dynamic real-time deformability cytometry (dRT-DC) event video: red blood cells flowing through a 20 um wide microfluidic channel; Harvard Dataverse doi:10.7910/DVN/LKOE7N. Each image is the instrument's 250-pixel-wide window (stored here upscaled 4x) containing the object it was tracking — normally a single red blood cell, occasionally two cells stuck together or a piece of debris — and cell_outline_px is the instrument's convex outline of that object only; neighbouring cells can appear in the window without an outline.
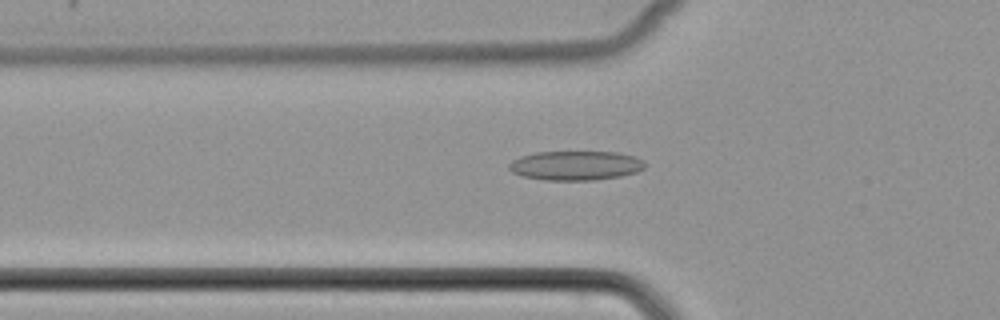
{"species": "common noctule bat (a hibernating species)", "species_latin": "Nyctalus noctula", "temperature_condition": "cold", "stored_images_in_passage": 51, "camera_frame_rate_fps": 3000, "um_per_image_px": 0.085, "animal": {"sex": "female", "body_mass_g": 22.7, "forearm_length_mm": 54.2}, "frame": {"image": 1, "passage_image": 18, "time_ms": 5.667, "image_size_px": [1000, 320], "cell_outline_px": [[644, 168], [636, 172], [620, 176], [592, 180], [544, 180], [524, 176], [512, 172], [508, 168], [508, 164], [512, 160], [520, 156], [536, 152], [616, 152], [632, 156], [644, 160]], "centroid_in_image_um": [48.9, 14.07], "position_along_channel_um": 76.9, "area_um2": 23.12}}
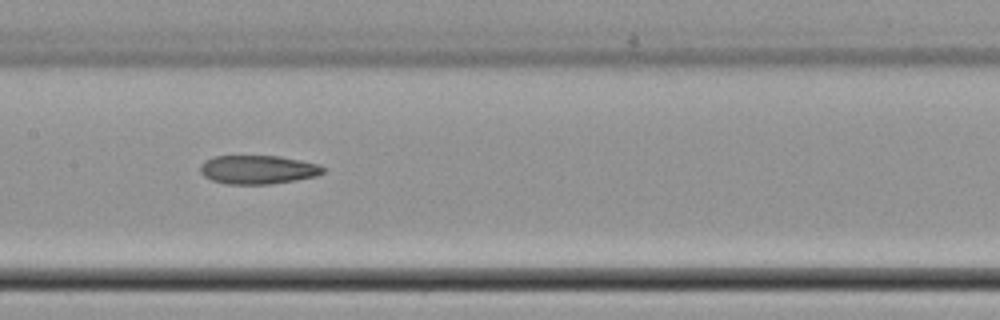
{"frame": {"image": 2, "passage_image": 26, "time_ms": 8.333, "image_size_px": [1000, 320], "cell_outline_px": [[324, 172], [316, 176], [296, 180], [268, 184], [228, 184], [212, 180], [204, 176], [200, 172], [200, 164], [204, 160], [216, 156], [280, 156], [320, 164], [324, 168]], "centroid_in_image_um": [21.92, 14.41], "position_along_channel_um": 185.5, "area_um2": 20.58}}
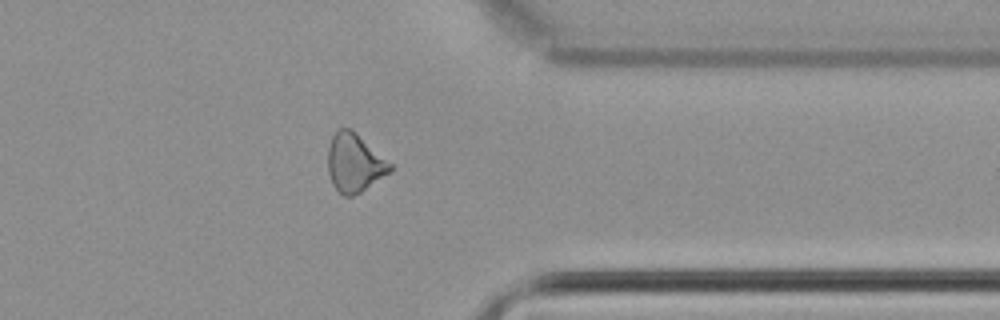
{"frame": {"image": 3, "passage_image": 41, "time_ms": 13.333, "image_size_px": [1000, 320], "cell_outline_px": [[392, 172], [360, 192], [352, 196], [344, 196], [332, 184], [328, 172], [328, 148], [332, 136], [340, 128], [352, 128], [392, 164]], "centroid_in_image_um": [30.14, 13.84], "position_along_channel_um": 381.3, "area_um2": 21.21}}